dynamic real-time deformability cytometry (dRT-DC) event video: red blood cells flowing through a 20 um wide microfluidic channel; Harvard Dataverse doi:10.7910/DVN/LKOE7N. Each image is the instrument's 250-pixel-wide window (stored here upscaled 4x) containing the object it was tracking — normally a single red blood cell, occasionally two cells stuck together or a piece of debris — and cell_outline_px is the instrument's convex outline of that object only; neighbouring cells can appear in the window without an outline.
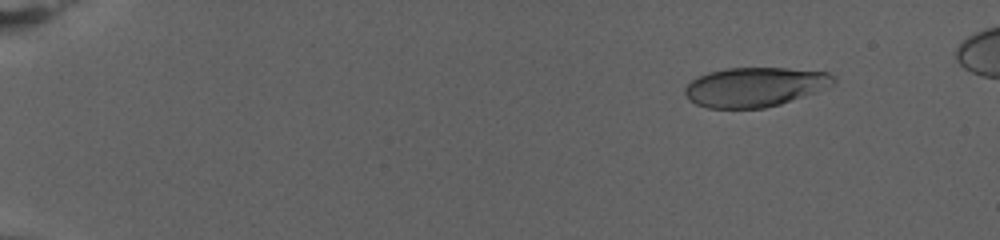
{"species": "human", "species_latin": "Homo sapiens", "temperature_condition": "warm", "stored_images_in_passage": 81, "camera_frame_rate_fps": 3000, "um_per_image_px": 0.085, "donor": {"sex": "female"}, "frame": {"image": 1, "passage_image": 10, "time_ms": 3.0, "image_size_px": [1000, 240], "cell_outline_px": [[836, 84], [780, 104], [764, 108], [708, 108], [696, 104], [688, 100], [684, 92], [684, 88], [692, 80], [708, 72], [728, 68], [788, 68], [828, 72], [836, 76]], "centroid_in_image_um": [64.17, 7.39], "position_along_channel_um": 20.8, "area_um2": 34.1}}
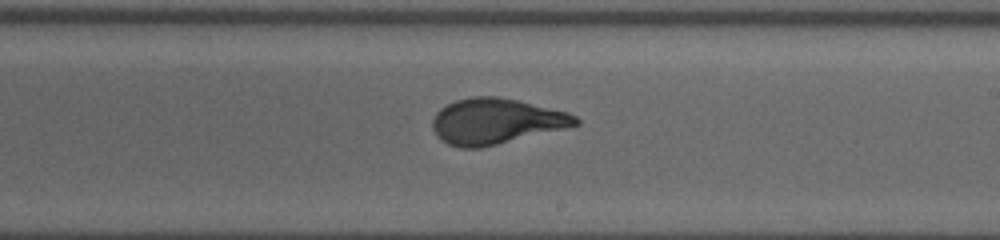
{"frame": {"image": 2, "passage_image": 51, "time_ms": 16.667, "image_size_px": [1000, 240], "cell_outline_px": [[580, 124], [564, 128], [480, 148], [460, 148], [448, 144], [440, 140], [436, 136], [432, 128], [432, 120], [436, 112], [440, 108], [456, 100], [472, 96], [496, 96], [516, 100], [568, 112], [576, 116], [580, 120]], "centroid_in_image_um": [42.11, 10.31], "position_along_channel_um": 246.9, "area_um2": 37.86}}
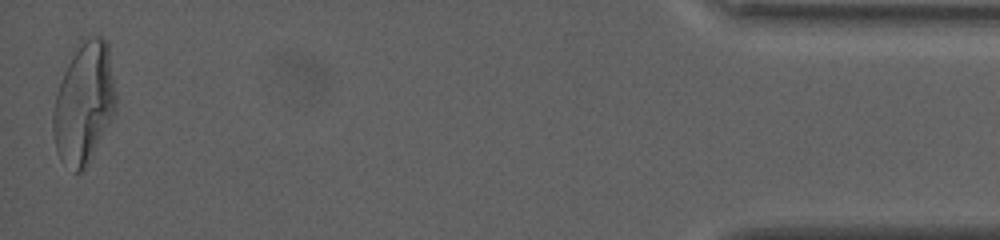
{"frame": {"image": 3, "passage_image": 80, "time_ms": 26.333, "image_size_px": [1000, 240], "cell_outline_px": [[116, 112], [112, 120], [88, 164], [80, 172], [76, 172], [60, 160], [56, 148], [52, 128], [52, 112], [56, 96], [64, 72], [72, 56], [84, 40], [92, 36], [104, 36], [108, 44], [116, 92]], "centroid_in_image_um": [7.17, 8.8], "position_along_channel_um": 428.0, "area_um2": 44.16}, "authors_computed_cell_mechanics": {"area_um2": 37.5122, "velocity_mm_per_s": 2.6641, "shape_relaxation_time_tau1_ms": 8.6904, "shape_relaxation_time_tau2_ms": null, "deformation_change_tau1": 0.2829, "deformation_change_tau2": null}}